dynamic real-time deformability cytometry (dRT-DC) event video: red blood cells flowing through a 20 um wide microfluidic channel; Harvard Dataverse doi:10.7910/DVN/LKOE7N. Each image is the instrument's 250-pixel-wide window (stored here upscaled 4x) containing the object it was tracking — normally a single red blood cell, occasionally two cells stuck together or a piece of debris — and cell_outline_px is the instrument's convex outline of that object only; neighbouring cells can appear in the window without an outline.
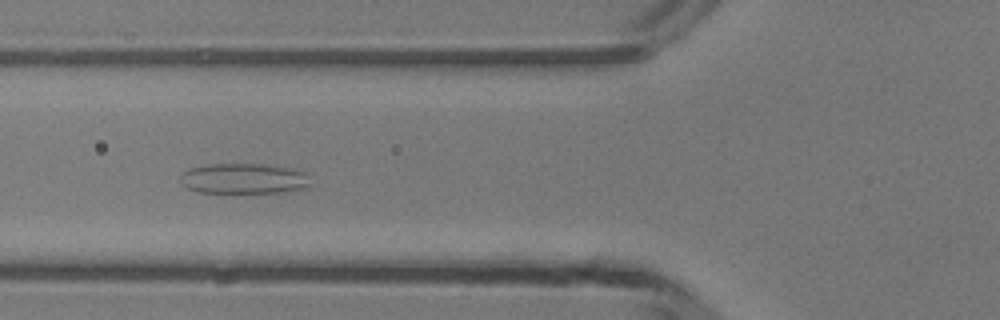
{"species": "common noctule bat (a hibernating species)", "species_latin": "Nyctalus noctula", "temperature_condition": "room temperature", "stored_images_in_passage": 32, "camera_frame_rate_fps": 3000, "um_per_image_px": 0.085, "animal": {"sex": "male", "body_mass_g": 13.3}, "frame": {"image": 1, "passage_image": 6, "time_ms": 1.667, "image_size_px": [1000, 320], "cell_outline_px": [[312, 184], [308, 188], [280, 192], [200, 192], [188, 188], [180, 180], [180, 176], [188, 168], [212, 164], [264, 164], [292, 168], [300, 172]], "centroid_in_image_um": [20.71, 15.18], "position_along_channel_um": 105.1, "area_um2": 22.72}}
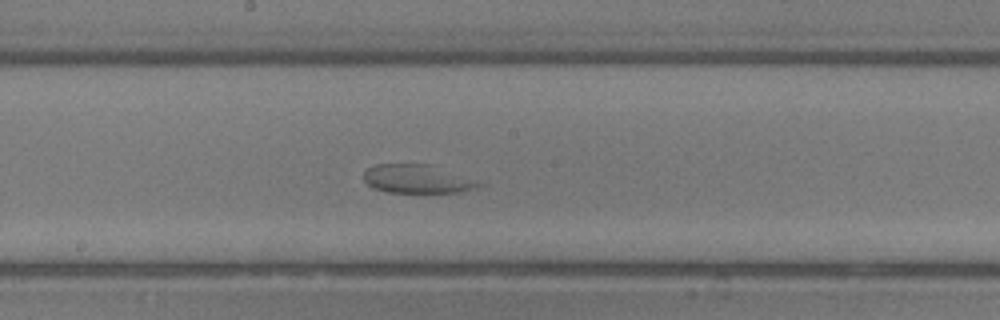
{"frame": {"image": 2, "passage_image": 14, "time_ms": 4.333, "image_size_px": [1000, 320], "cell_outline_px": [[480, 184], [456, 192], [388, 192], [372, 188], [364, 180], [364, 172], [368, 168], [376, 164], [428, 164]], "centroid_in_image_um": [35.23, 15.2], "position_along_channel_um": 213.0, "area_um2": 18.03}}
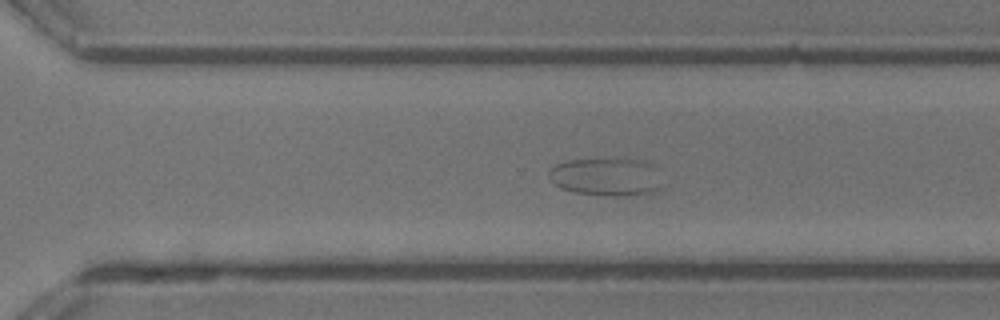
{"frame": {"image": 3, "passage_image": 22, "time_ms": 7.0, "image_size_px": [1000, 320], "cell_outline_px": [[660, 188], [652, 192], [632, 196], [612, 196], [576, 192], [560, 188], [552, 180], [548, 172], [556, 164], [564, 160], [596, 156], [644, 160], [652, 164]], "centroid_in_image_um": [51.48, 14.98], "position_along_channel_um": 319.1, "area_um2": 25.55}}